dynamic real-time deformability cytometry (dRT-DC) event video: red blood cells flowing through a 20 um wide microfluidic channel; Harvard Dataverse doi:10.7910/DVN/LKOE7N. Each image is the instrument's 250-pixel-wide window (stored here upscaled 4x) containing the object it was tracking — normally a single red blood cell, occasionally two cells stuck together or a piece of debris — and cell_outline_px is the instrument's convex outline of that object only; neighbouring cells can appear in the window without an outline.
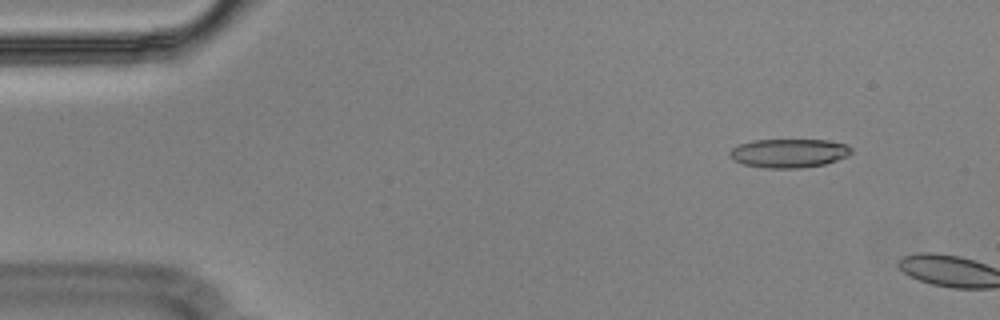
{"species": "Egyptian fruit bat (a non-hibernating species)", "species_latin": "Rousettus aegyptiacus", "temperature_condition": "cold", "stored_images_in_passage": 8, "camera_frame_rate_fps": 3000, "um_per_image_px": 0.085, "animal": {"sex": "male"}, "frame": {"image": 1, "passage_image": 6, "time_ms": 1.667, "image_size_px": [1000, 320], "cell_outline_px": [[852, 152], [848, 156], [824, 164], [800, 168], [764, 168], [744, 164], [732, 160], [728, 156], [728, 152], [732, 148], [740, 144], [752, 140], [828, 140], [844, 144], [852, 148]], "centroid_in_image_um": [67.02, 13.02], "position_along_channel_um": 18.0, "area_um2": 20.46}}